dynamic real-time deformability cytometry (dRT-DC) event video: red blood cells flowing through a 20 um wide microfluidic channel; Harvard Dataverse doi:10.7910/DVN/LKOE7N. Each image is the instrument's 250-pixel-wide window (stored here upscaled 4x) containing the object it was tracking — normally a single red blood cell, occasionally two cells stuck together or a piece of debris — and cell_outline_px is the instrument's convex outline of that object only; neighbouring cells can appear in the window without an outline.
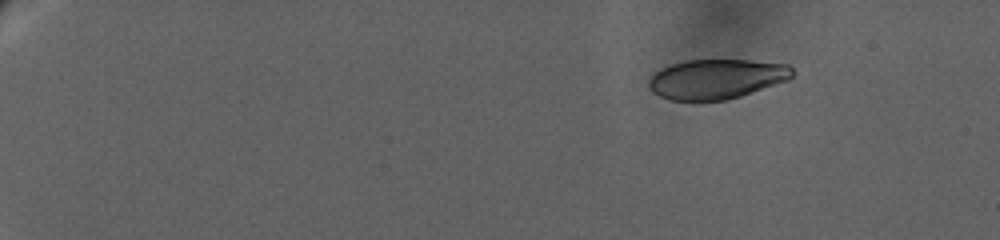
{"species": "human", "species_latin": "Homo sapiens", "temperature_condition": "warm", "stored_images_in_passage": 49, "camera_frame_rate_fps": 3000, "um_per_image_px": 0.085, "donor": {"sex": "female"}, "frame": {"image": 1, "passage_image": 1, "time_ms": 0.0, "image_size_px": [1000, 240], "cell_outline_px": [[796, 72], [788, 80], [728, 100], [668, 100], [652, 92], [648, 88], [648, 80], [660, 68], [668, 64], [688, 60], [752, 60], [788, 64]], "centroid_in_image_um": [60.89, 6.7], "position_along_channel_um": 24.1, "area_um2": 33.47}}
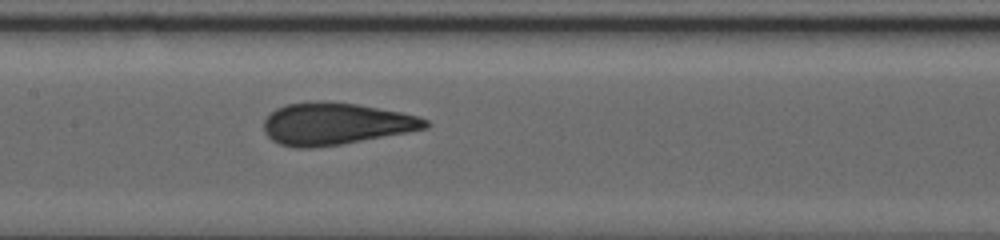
{"frame": {"image": 2, "passage_image": 27, "time_ms": 10.667, "image_size_px": [1000, 240], "cell_outline_px": [[432, 124], [428, 128], [408, 132], [340, 144], [312, 148], [296, 148], [280, 144], [272, 140], [264, 132], [264, 120], [276, 108], [288, 104], [316, 100], [328, 100], [356, 104], [400, 112], [420, 116], [428, 120]], "centroid_in_image_um": [28.54, 10.51], "position_along_channel_um": 178.9, "area_um2": 39.65}}
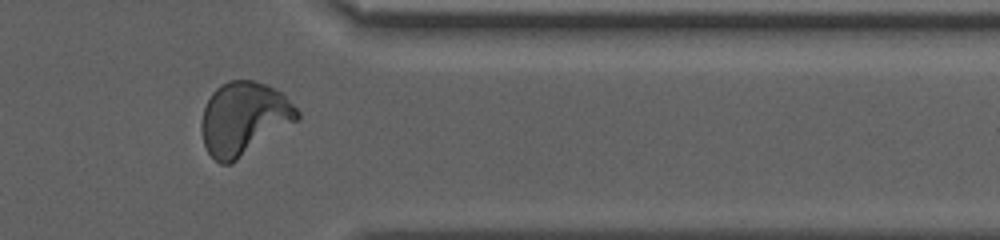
{"frame": {"image": 3, "passage_image": 45, "time_ms": 18.0, "image_size_px": [1000, 240], "cell_outline_px": [[300, 116], [296, 120], [232, 164], [220, 164], [208, 152], [204, 144], [200, 128], [200, 124], [204, 108], [212, 92], [220, 84], [228, 80], [252, 80], [268, 84], [280, 92], [300, 112]], "centroid_in_image_um": [20.68, 10.06], "position_along_channel_um": 390.7, "area_um2": 40.52}, "authors_computed_cell_mechanics": {"area_um2": 38.0324, "velocity_mm_per_s": 2.9401, "shape_relaxation_time_tau1_ms": 7.854, "shape_relaxation_time_tau2_ms": null, "deformation_change_tau1": 0.2163, "deformation_change_tau2": null}}